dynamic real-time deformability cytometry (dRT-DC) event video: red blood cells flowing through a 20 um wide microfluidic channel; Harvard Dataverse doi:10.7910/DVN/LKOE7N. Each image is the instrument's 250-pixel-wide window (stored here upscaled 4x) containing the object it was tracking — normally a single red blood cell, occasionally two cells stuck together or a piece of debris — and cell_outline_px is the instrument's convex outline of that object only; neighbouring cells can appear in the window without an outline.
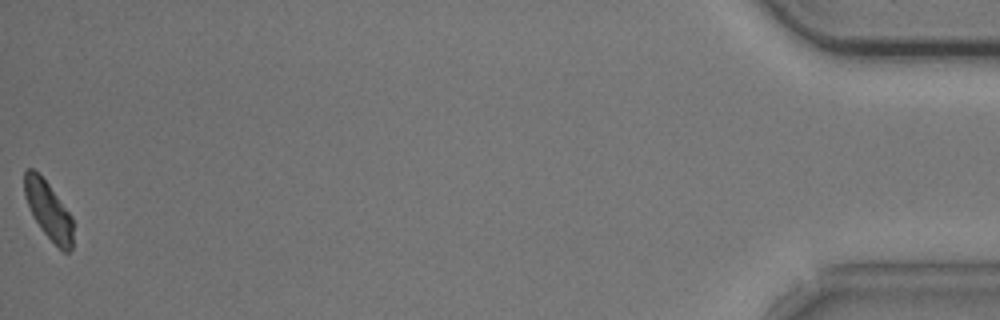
{"species": "common noctule bat (a hibernating species)", "species_latin": "Nyctalus noctula", "temperature_condition": "cold", "stored_images_in_passage": 51, "camera_frame_rate_fps": 3000, "um_per_image_px": 0.085, "animal": {"sex": "male", "body_mass_g": 20.5, "forearm_length_mm": 52.5}, "frame": {"image": 1, "passage_image": 51, "time_ms": 16.667, "image_size_px": [1000, 320], "cell_outline_px": [[72, 248], [68, 252], [64, 252], [40, 228], [24, 196], [24, 172], [28, 168], [32, 168], [48, 184], [72, 216]], "centroid_in_image_um": [4.11, 17.87], "position_along_channel_um": 431.1, "area_um2": 15.84}, "authors_computed_cell_mechanics": {"area_um2": 18.8428, "velocity_mm_per_s": 3.7015, "shape_relaxation_time_tau1_ms": 1.7834, "shape_relaxation_time_tau2_ms": null, "deformation_change_tau1": 0.0886, "deformation_change_tau2": null}}